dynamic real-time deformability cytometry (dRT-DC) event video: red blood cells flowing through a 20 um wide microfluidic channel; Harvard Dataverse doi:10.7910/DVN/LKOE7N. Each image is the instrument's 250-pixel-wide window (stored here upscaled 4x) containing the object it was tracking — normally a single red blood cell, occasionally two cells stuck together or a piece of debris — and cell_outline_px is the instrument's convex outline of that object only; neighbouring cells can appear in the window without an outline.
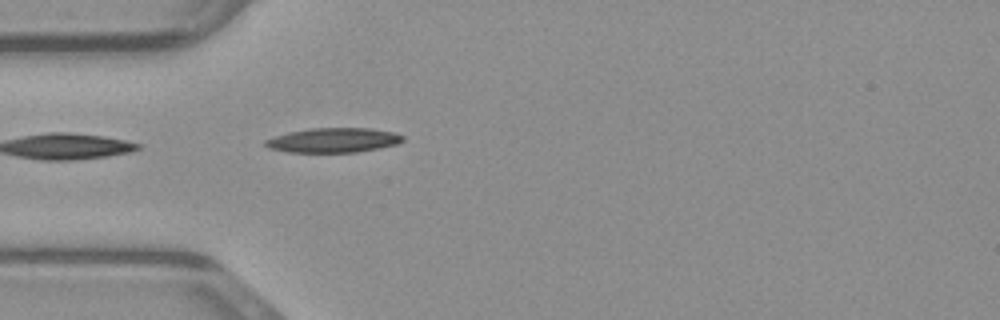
{"species": "common noctule bat (a hibernating species)", "species_latin": "Nyctalus noctula", "temperature_condition": "warm", "stored_images_in_passage": 35, "camera_frame_rate_fps": 3000, "um_per_image_px": 0.085, "animal": {"sex": "male", "body_mass_g": 23.1, "forearm_length_mm": 52.7}, "frame": {"image": 1, "passage_image": 1, "time_ms": 0.0, "image_size_px": [1000, 320], "cell_outline_px": [[404, 140], [396, 144], [356, 152], [288, 152], [268, 148], [264, 144], [264, 140], [288, 132], [308, 128], [368, 128], [392, 132], [404, 136]], "centroid_in_image_um": [28.29, 11.91], "position_along_channel_um": 56.7, "area_um2": 19.54}}
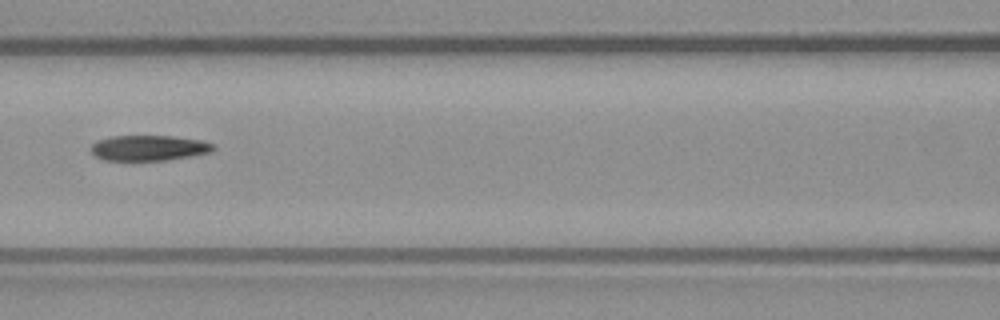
{"frame": {"image": 2, "passage_image": 8, "time_ms": 2.333, "image_size_px": [1000, 320], "cell_outline_px": [[216, 148], [212, 152], [192, 156], [168, 160], [132, 164], [104, 160], [96, 156], [92, 152], [92, 144], [96, 140], [112, 136], [172, 136], [200, 140], [216, 144]], "centroid_in_image_um": [12.64, 12.63], "position_along_channel_um": 154.0, "area_um2": 19.13}}
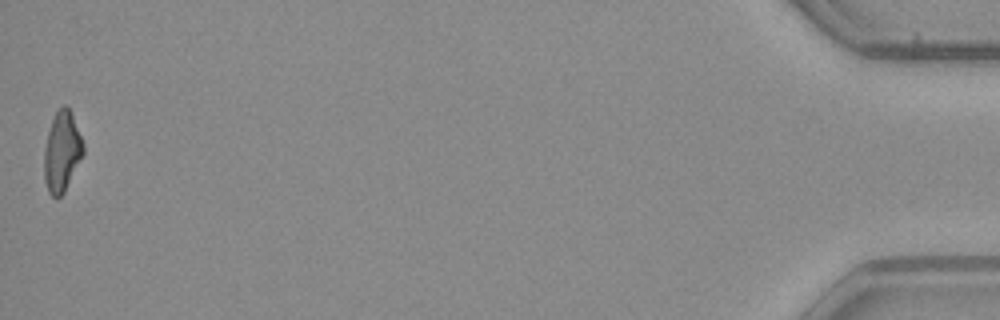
{"frame": {"image": 3, "passage_image": 35, "time_ms": 11.333, "image_size_px": [1000, 320], "cell_outline_px": [[84, 152], [64, 192], [60, 196], [52, 196], [48, 192], [44, 180], [44, 152], [48, 132], [52, 120], [56, 112], [64, 104], [68, 108], [72, 116], [84, 144]], "centroid_in_image_um": [5.25, 12.91], "position_along_channel_um": 430.0, "area_um2": 17.86}}